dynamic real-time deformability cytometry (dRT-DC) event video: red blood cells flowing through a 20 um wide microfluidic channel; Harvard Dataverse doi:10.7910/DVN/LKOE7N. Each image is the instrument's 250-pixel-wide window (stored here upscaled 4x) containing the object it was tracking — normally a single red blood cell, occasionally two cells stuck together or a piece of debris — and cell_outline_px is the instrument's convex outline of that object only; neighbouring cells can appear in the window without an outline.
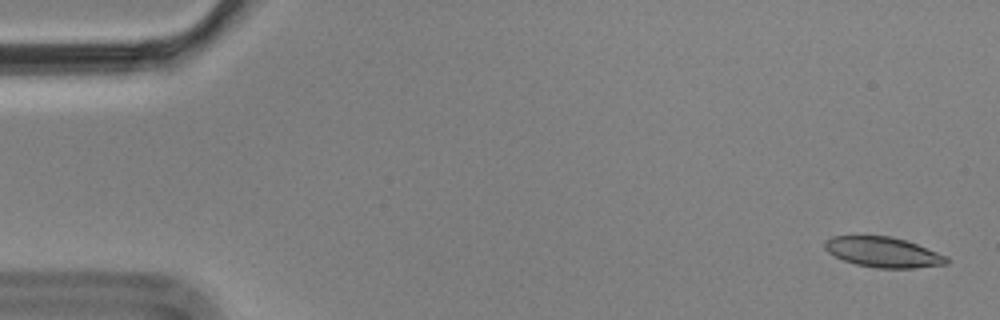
{"species": "Egyptian fruit bat (a non-hibernating species)", "species_latin": "Rousettus aegyptiacus", "temperature_condition": "cold", "stored_images_in_passage": 5, "camera_frame_rate_fps": 3000, "um_per_image_px": 0.085, "animal": {"sex": "male"}, "frame": {"image": 1, "passage_image": 1, "time_ms": 0.0, "image_size_px": [1000, 320], "cell_outline_px": [[948, 264], [912, 268], [880, 268], [856, 264], [844, 260], [828, 252], [824, 248], [824, 240], [832, 236], [892, 236], [916, 244], [948, 256]], "centroid_in_image_um": [75.06, 21.43], "position_along_channel_um": 9.9, "area_um2": 21.33}}
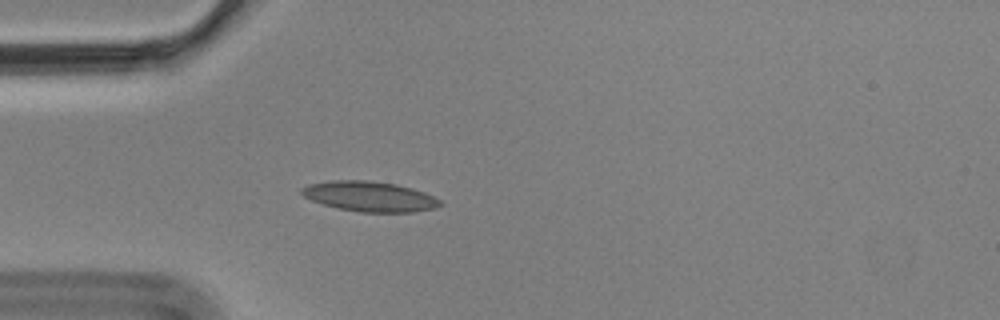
{"frame": {"image": 2, "passage_image": 5, "time_ms": 1.333, "image_size_px": [1000, 320], "cell_outline_px": [[444, 204], [436, 208], [412, 212], [360, 212], [336, 208], [312, 200], [304, 196], [300, 192], [300, 188], [308, 184], [332, 180], [368, 180], [396, 184], [412, 188], [424, 192], [440, 200]], "centroid_in_image_um": [31.42, 16.69], "position_along_channel_um": 53.6, "area_um2": 24.39}}